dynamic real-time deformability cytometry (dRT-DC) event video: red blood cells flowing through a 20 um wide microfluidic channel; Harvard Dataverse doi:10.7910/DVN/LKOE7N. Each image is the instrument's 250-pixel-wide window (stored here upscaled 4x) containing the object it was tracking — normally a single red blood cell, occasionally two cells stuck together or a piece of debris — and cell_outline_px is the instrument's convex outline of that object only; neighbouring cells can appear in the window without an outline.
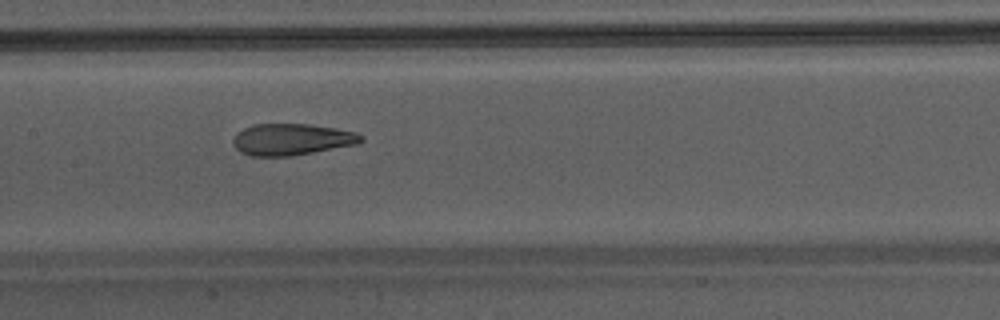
{"species": "Egyptian fruit bat (a non-hibernating species)", "species_latin": "Rousettus aegyptiacus", "temperature_condition": "warm", "stored_images_in_passage": 31, "camera_frame_rate_fps": 3000, "um_per_image_px": 0.085, "animal": {"sex": "male"}, "frame": {"image": 1, "passage_image": 9, "time_ms": 2.667, "image_size_px": [1000, 320], "cell_outline_px": [[364, 140], [360, 144], [288, 156], [248, 156], [240, 152], [232, 144], [232, 140], [236, 132], [252, 124], [308, 124], [336, 128], [356, 132], [364, 136]], "centroid_in_image_um": [24.79, 11.85], "position_along_channel_um": 182.6, "area_um2": 23.76}}
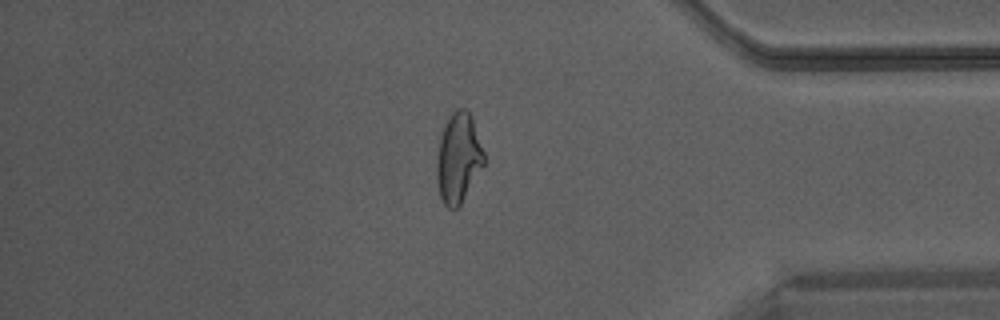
{"frame": {"image": 2, "passage_image": 25, "time_ms": 8.0, "image_size_px": [1000, 320], "cell_outline_px": [[484, 164], [460, 204], [456, 208], [448, 208], [444, 204], [440, 196], [436, 176], [436, 160], [440, 136], [452, 112], [456, 108], [464, 108], [472, 116], [484, 152]], "centroid_in_image_um": [38.95, 13.41], "position_along_channel_um": 396.2, "area_um2": 24.45}}